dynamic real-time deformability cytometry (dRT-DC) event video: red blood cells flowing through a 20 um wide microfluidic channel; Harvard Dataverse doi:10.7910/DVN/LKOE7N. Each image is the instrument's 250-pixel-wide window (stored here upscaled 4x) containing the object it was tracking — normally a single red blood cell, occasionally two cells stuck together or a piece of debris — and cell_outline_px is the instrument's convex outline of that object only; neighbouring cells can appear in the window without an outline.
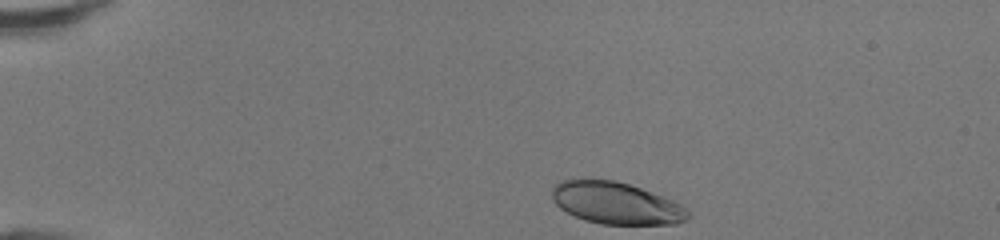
{"species": "human", "species_latin": "Homo sapiens", "temperature_condition": "room temperature", "stored_images_in_passage": 34, "camera_frame_rate_fps": 3000, "um_per_image_px": 0.085, "donor": {"sex": "female"}, "frame": {"image": 1, "passage_image": 1, "time_ms": 0.0, "image_size_px": [1000, 240], "cell_outline_px": [[692, 216], [688, 220], [676, 224], [600, 224], [584, 220], [560, 208], [552, 200], [552, 188], [560, 180], [612, 180], [628, 184], [640, 188], [672, 200], [680, 204]], "centroid_in_image_um": [52.37, 17.28], "position_along_channel_um": 32.6, "area_um2": 32.95}}
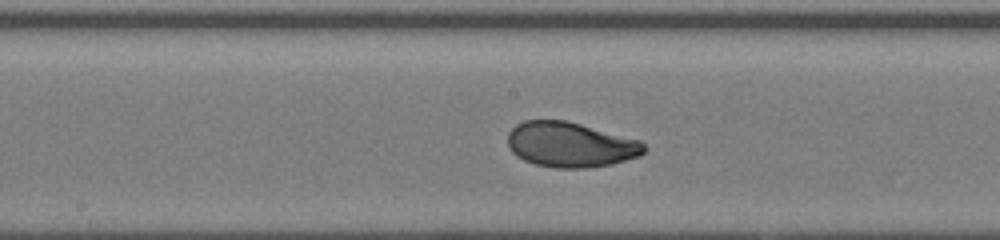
{"frame": {"image": 2, "passage_image": 18, "time_ms": 5.667, "image_size_px": [1000, 240], "cell_outline_px": [[648, 148], [640, 156], [612, 164], [584, 168], [556, 168], [536, 164], [524, 160], [516, 156], [512, 152], [508, 144], [508, 132], [516, 124], [524, 120], [564, 120], [580, 124], [640, 140]], "centroid_in_image_um": [48.48, 12.3], "position_along_channel_um": 199.7, "area_um2": 35.84}}
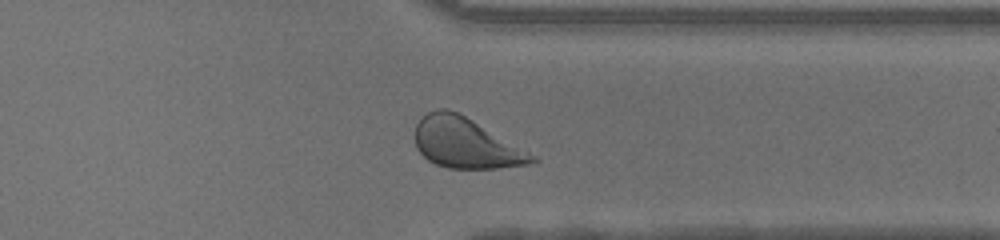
{"frame": {"image": 3, "passage_image": 30, "time_ms": 9.667, "image_size_px": [1000, 240], "cell_outline_px": [[540, 160], [532, 164], [496, 168], [448, 168], [436, 164], [428, 160], [416, 148], [416, 124], [428, 112], [436, 108], [448, 108], [464, 116], [536, 156]], "centroid_in_image_um": [39.57, 12.18], "position_along_channel_um": 371.8, "area_um2": 33.7}, "authors_computed_cell_mechanics": {"area_um2": 35.4314, "velocity_mm_per_s": 4.3027, "shape_relaxation_time_tau1_ms": 2.3966, "shape_relaxation_time_tau2_ms": null, "deformation_change_tau1": 0.154, "deformation_change_tau2": null}}